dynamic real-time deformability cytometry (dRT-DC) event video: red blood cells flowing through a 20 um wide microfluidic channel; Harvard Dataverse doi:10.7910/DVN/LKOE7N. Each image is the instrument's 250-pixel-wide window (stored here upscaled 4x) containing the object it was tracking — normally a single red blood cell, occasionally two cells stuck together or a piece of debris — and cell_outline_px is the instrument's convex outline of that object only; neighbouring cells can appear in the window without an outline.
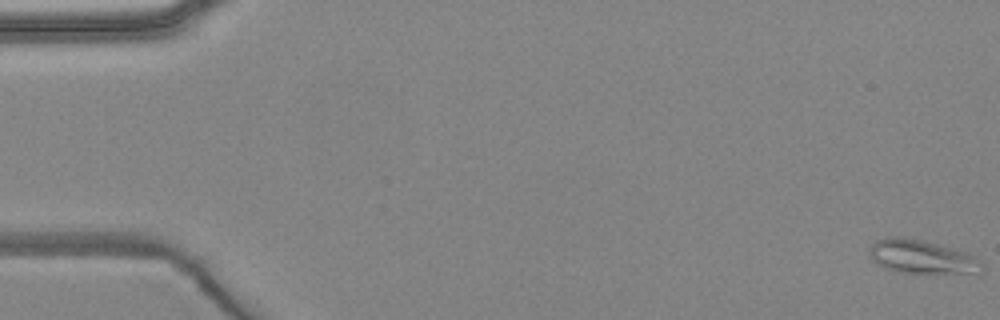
{"species": "common noctule bat (a hibernating species)", "species_latin": "Nyctalus noctula", "temperature_condition": "warm", "stored_images_in_passage": 5, "camera_frame_rate_fps": 3000, "um_per_image_px": 0.085, "animal": {"sex": "female", "body_mass_g": 24.6, "forearm_length_mm": 56.2}, "frame": {"image": 1, "passage_image": 1, "time_ms": 0.0, "image_size_px": [1000, 320], "cell_outline_px": [[984, 272], [896, 272], [884, 268], [876, 264], [872, 260], [868, 248], [876, 240], [896, 236], [904, 236], [968, 252], [980, 260], [984, 264]], "centroid_in_image_um": [78.33, 21.82], "position_along_channel_um": 6.7, "area_um2": 21.91}}